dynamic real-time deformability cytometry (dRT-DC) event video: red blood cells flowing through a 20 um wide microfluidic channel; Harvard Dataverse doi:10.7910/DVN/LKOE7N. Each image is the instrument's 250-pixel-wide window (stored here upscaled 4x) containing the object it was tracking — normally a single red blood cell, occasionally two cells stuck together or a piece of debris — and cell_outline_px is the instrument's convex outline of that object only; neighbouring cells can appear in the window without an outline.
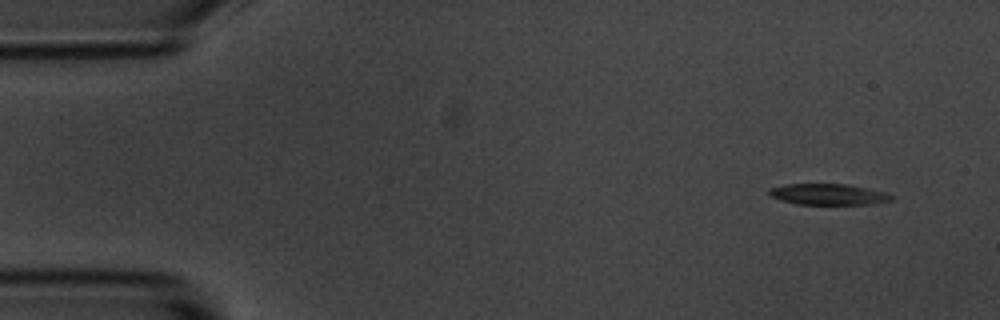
{"species": "common noctule bat (a hibernating species)", "species_latin": "Nyctalus noctula", "temperature_condition": "room temperature", "stored_images_in_passage": 5, "camera_frame_rate_fps": 3000, "um_per_image_px": 0.085, "animal": {"sex": "male", "body_mass_g": 20.1, "forearm_length_mm": 53.5}, "frame": {"image": 1, "passage_image": 1, "time_ms": 0.0, "image_size_px": [1000, 320], "cell_outline_px": [[892, 200], [872, 204], [796, 204], [780, 200], [768, 196], [768, 188], [784, 184], [848, 184], [884, 192], [892, 196]], "centroid_in_image_um": [70.32, 16.51], "position_along_channel_um": 14.7, "area_um2": 15.03}}